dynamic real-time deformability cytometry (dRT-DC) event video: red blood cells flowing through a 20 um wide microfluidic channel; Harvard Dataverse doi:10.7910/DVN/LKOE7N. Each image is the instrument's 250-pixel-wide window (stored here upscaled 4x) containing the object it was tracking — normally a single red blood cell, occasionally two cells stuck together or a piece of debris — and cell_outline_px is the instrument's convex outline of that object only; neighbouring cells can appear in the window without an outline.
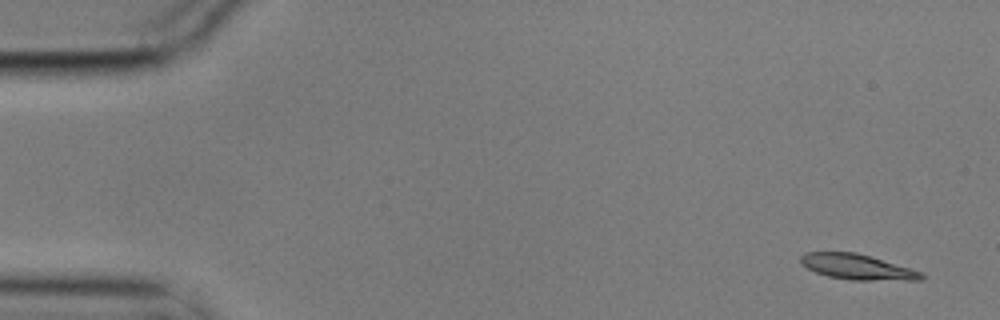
{"species": "common noctule bat (a hibernating species)", "species_latin": "Nyctalus noctula", "temperature_condition": "cold", "stored_images_in_passage": 5, "camera_frame_rate_fps": 3000, "um_per_image_px": 0.085, "animal": {"sex": "male", "body_mass_g": 17.9}, "frame": {"image": 1, "passage_image": 1, "time_ms": 0.0, "image_size_px": [1000, 320], "cell_outline_px": [[924, 280], [852, 280], [828, 276], [816, 272], [808, 268], [800, 260], [800, 256], [804, 252], [856, 252], [872, 256], [920, 272], [924, 276]], "centroid_in_image_um": [72.85, 22.68], "position_along_channel_um": 12.1, "area_um2": 17.63}}
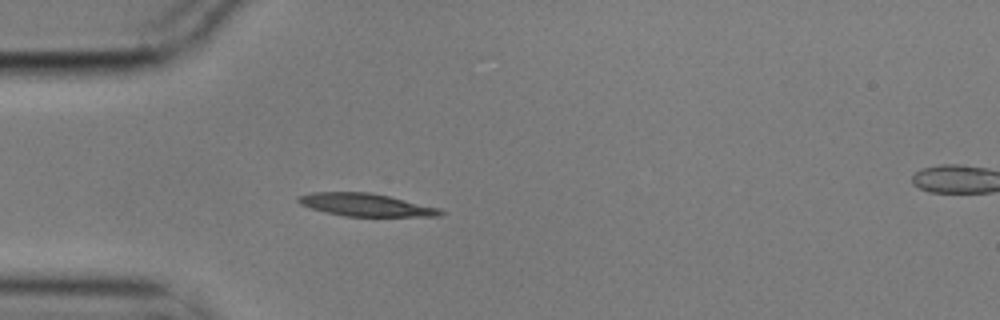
{"frame": {"image": 2, "passage_image": 4, "time_ms": 1.0, "image_size_px": [1000, 320], "cell_outline_px": [[444, 212], [440, 216], [344, 216], [324, 212], [300, 204], [296, 200], [300, 196], [312, 192], [372, 192], [440, 208]], "centroid_in_image_um": [31.09, 17.41], "position_along_channel_um": 53.9, "area_um2": 18.73}}